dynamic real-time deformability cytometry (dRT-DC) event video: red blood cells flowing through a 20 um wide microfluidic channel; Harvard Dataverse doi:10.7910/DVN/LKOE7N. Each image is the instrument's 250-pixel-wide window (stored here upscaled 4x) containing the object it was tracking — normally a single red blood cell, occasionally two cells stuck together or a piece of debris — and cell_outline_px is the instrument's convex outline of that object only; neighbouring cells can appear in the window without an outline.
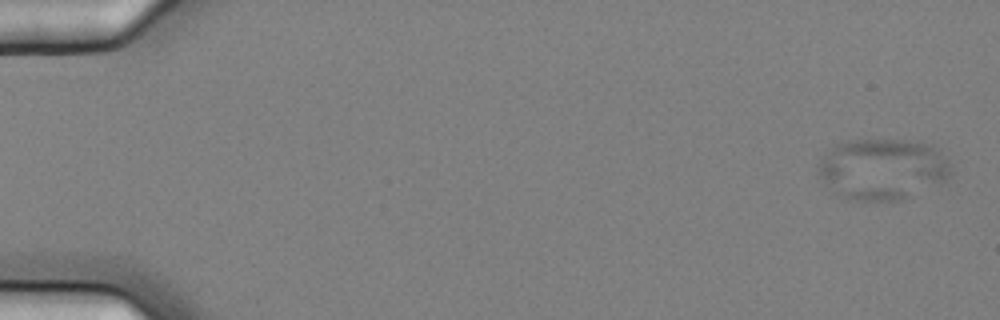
{"species": "common noctule bat (a hibernating species)", "species_latin": "Nyctalus noctula", "temperature_condition": "cold", "stored_images_in_passage": 5, "camera_frame_rate_fps": 3000, "um_per_image_px": 0.085, "animal": {"sex": "female", "body_mass_g": 25.1}, "frame": {"image": 1, "passage_image": 1, "time_ms": 0.0, "image_size_px": [1000, 320], "cell_outline_px": [[952, 176], [944, 180], [900, 200], [848, 200], [832, 192], [816, 172], [816, 164], [836, 144], [852, 140], [908, 140], [932, 144], [940, 148], [952, 164]], "centroid_in_image_um": [75.03, 14.36], "position_along_channel_um": 10.0, "area_um2": 47.63}}